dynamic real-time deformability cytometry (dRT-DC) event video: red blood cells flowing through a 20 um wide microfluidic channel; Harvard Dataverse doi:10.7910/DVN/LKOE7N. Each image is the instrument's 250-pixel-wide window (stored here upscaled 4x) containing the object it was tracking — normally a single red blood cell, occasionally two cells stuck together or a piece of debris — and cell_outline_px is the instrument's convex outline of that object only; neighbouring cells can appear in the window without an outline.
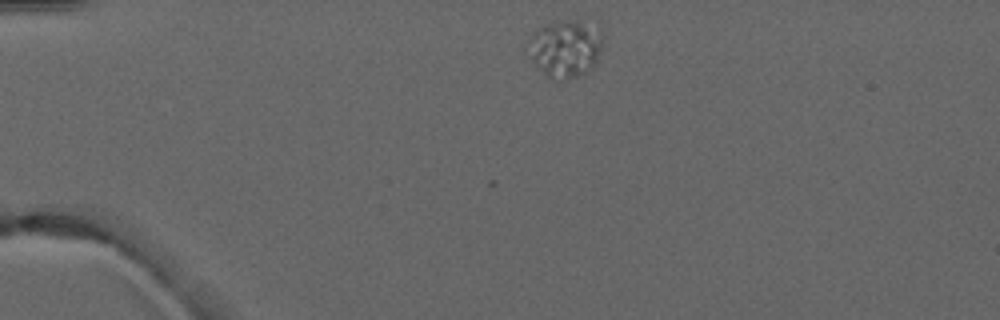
{"species": "common noctule bat (a hibernating species)", "species_latin": "Nyctalus noctula", "temperature_condition": "warm", "stored_images_in_passage": 2, "camera_frame_rate_fps": 3000, "um_per_image_px": 0.085, "animal": {"sex": "male", "forearm_length_mm": 52.5}, "frame": {"image": 1, "passage_image": 1, "time_ms": 0.0, "image_size_px": [1000, 320], "cell_outline_px": [[604, 28], [596, 68], [568, 80], [552, 80], [544, 76], [524, 52], [524, 44], [532, 32], [556, 20], [568, 20], [600, 24]], "centroid_in_image_um": [48.02, 4.13], "position_along_channel_um": 37.0, "area_um2": 26.47}}